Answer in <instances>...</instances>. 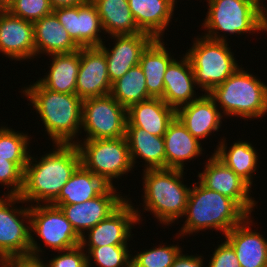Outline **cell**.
Segmentation results:
<instances>
[{"instance_id": "cell-2", "label": "cell", "mask_w": 267, "mask_h": 267, "mask_svg": "<svg viewBox=\"0 0 267 267\" xmlns=\"http://www.w3.org/2000/svg\"><path fill=\"white\" fill-rule=\"evenodd\" d=\"M39 113L45 131L56 144H74L81 132L82 102L76 94L54 92L38 80L22 91ZM73 140V141H72Z\"/></svg>"}, {"instance_id": "cell-9", "label": "cell", "mask_w": 267, "mask_h": 267, "mask_svg": "<svg viewBox=\"0 0 267 267\" xmlns=\"http://www.w3.org/2000/svg\"><path fill=\"white\" fill-rule=\"evenodd\" d=\"M30 206V254L41 256L39 253L43 252L33 237L35 233L47 247L58 252L80 245L81 237L59 207L51 204H35L34 206L31 204Z\"/></svg>"}, {"instance_id": "cell-14", "label": "cell", "mask_w": 267, "mask_h": 267, "mask_svg": "<svg viewBox=\"0 0 267 267\" xmlns=\"http://www.w3.org/2000/svg\"><path fill=\"white\" fill-rule=\"evenodd\" d=\"M198 177L204 187L233 199L251 216L256 205V201L249 195L251 187L214 154L209 157Z\"/></svg>"}, {"instance_id": "cell-12", "label": "cell", "mask_w": 267, "mask_h": 267, "mask_svg": "<svg viewBox=\"0 0 267 267\" xmlns=\"http://www.w3.org/2000/svg\"><path fill=\"white\" fill-rule=\"evenodd\" d=\"M132 202L126 200L107 218L88 230V238L81 237L80 246L97 248L109 245H128L133 224L140 222L138 209H134ZM88 239V240H87Z\"/></svg>"}, {"instance_id": "cell-41", "label": "cell", "mask_w": 267, "mask_h": 267, "mask_svg": "<svg viewBox=\"0 0 267 267\" xmlns=\"http://www.w3.org/2000/svg\"><path fill=\"white\" fill-rule=\"evenodd\" d=\"M202 256L185 255L182 251L178 254L171 267H202Z\"/></svg>"}, {"instance_id": "cell-31", "label": "cell", "mask_w": 267, "mask_h": 267, "mask_svg": "<svg viewBox=\"0 0 267 267\" xmlns=\"http://www.w3.org/2000/svg\"><path fill=\"white\" fill-rule=\"evenodd\" d=\"M218 143L220 144L217 150L212 154L251 187L253 182L251 174L255 173L258 166V155L252 143L236 141L231 147H228L229 149L226 148L225 140Z\"/></svg>"}, {"instance_id": "cell-26", "label": "cell", "mask_w": 267, "mask_h": 267, "mask_svg": "<svg viewBox=\"0 0 267 267\" xmlns=\"http://www.w3.org/2000/svg\"><path fill=\"white\" fill-rule=\"evenodd\" d=\"M133 166L136 157L145 161L147 169H165V145L164 137L146 132L144 129L134 126H126L125 135Z\"/></svg>"}, {"instance_id": "cell-1", "label": "cell", "mask_w": 267, "mask_h": 267, "mask_svg": "<svg viewBox=\"0 0 267 267\" xmlns=\"http://www.w3.org/2000/svg\"><path fill=\"white\" fill-rule=\"evenodd\" d=\"M53 146L56 149L42 156L39 162L37 158L29 157L19 195L24 202L51 204L81 165L80 153L75 143H56Z\"/></svg>"}, {"instance_id": "cell-11", "label": "cell", "mask_w": 267, "mask_h": 267, "mask_svg": "<svg viewBox=\"0 0 267 267\" xmlns=\"http://www.w3.org/2000/svg\"><path fill=\"white\" fill-rule=\"evenodd\" d=\"M3 197H0V261L13 255L30 254L31 250L30 206L15 208L16 202L25 203L20 196ZM24 218L28 219L27 225Z\"/></svg>"}, {"instance_id": "cell-40", "label": "cell", "mask_w": 267, "mask_h": 267, "mask_svg": "<svg viewBox=\"0 0 267 267\" xmlns=\"http://www.w3.org/2000/svg\"><path fill=\"white\" fill-rule=\"evenodd\" d=\"M4 267H48L41 256L34 254L13 255L0 261Z\"/></svg>"}, {"instance_id": "cell-30", "label": "cell", "mask_w": 267, "mask_h": 267, "mask_svg": "<svg viewBox=\"0 0 267 267\" xmlns=\"http://www.w3.org/2000/svg\"><path fill=\"white\" fill-rule=\"evenodd\" d=\"M98 11L103 31L112 35H133L137 27L127 0H91Z\"/></svg>"}, {"instance_id": "cell-8", "label": "cell", "mask_w": 267, "mask_h": 267, "mask_svg": "<svg viewBox=\"0 0 267 267\" xmlns=\"http://www.w3.org/2000/svg\"><path fill=\"white\" fill-rule=\"evenodd\" d=\"M76 141L81 165L108 186L133 168L126 137Z\"/></svg>"}, {"instance_id": "cell-33", "label": "cell", "mask_w": 267, "mask_h": 267, "mask_svg": "<svg viewBox=\"0 0 267 267\" xmlns=\"http://www.w3.org/2000/svg\"><path fill=\"white\" fill-rule=\"evenodd\" d=\"M28 134L15 132L9 127L0 128V157L15 162L23 171L29 161Z\"/></svg>"}, {"instance_id": "cell-35", "label": "cell", "mask_w": 267, "mask_h": 267, "mask_svg": "<svg viewBox=\"0 0 267 267\" xmlns=\"http://www.w3.org/2000/svg\"><path fill=\"white\" fill-rule=\"evenodd\" d=\"M177 245H162L132 256L131 267H171L181 252Z\"/></svg>"}, {"instance_id": "cell-15", "label": "cell", "mask_w": 267, "mask_h": 267, "mask_svg": "<svg viewBox=\"0 0 267 267\" xmlns=\"http://www.w3.org/2000/svg\"><path fill=\"white\" fill-rule=\"evenodd\" d=\"M114 186H108L99 196L79 204L57 205L82 237L85 231L95 227L113 213L126 199L117 194Z\"/></svg>"}, {"instance_id": "cell-25", "label": "cell", "mask_w": 267, "mask_h": 267, "mask_svg": "<svg viewBox=\"0 0 267 267\" xmlns=\"http://www.w3.org/2000/svg\"><path fill=\"white\" fill-rule=\"evenodd\" d=\"M137 27L154 38H162L170 23L174 4L169 0H127Z\"/></svg>"}, {"instance_id": "cell-46", "label": "cell", "mask_w": 267, "mask_h": 267, "mask_svg": "<svg viewBox=\"0 0 267 267\" xmlns=\"http://www.w3.org/2000/svg\"><path fill=\"white\" fill-rule=\"evenodd\" d=\"M171 3H173L174 5L177 3V0H169Z\"/></svg>"}, {"instance_id": "cell-28", "label": "cell", "mask_w": 267, "mask_h": 267, "mask_svg": "<svg viewBox=\"0 0 267 267\" xmlns=\"http://www.w3.org/2000/svg\"><path fill=\"white\" fill-rule=\"evenodd\" d=\"M51 57L50 70L38 81L51 91L75 94L80 67V49L71 53L52 54Z\"/></svg>"}, {"instance_id": "cell-10", "label": "cell", "mask_w": 267, "mask_h": 267, "mask_svg": "<svg viewBox=\"0 0 267 267\" xmlns=\"http://www.w3.org/2000/svg\"><path fill=\"white\" fill-rule=\"evenodd\" d=\"M127 109L110 94L84 99L82 125L83 140L121 138L126 135Z\"/></svg>"}, {"instance_id": "cell-24", "label": "cell", "mask_w": 267, "mask_h": 267, "mask_svg": "<svg viewBox=\"0 0 267 267\" xmlns=\"http://www.w3.org/2000/svg\"><path fill=\"white\" fill-rule=\"evenodd\" d=\"M33 33L36 56L41 53L49 56L71 53L80 49L60 24L54 12L33 22Z\"/></svg>"}, {"instance_id": "cell-3", "label": "cell", "mask_w": 267, "mask_h": 267, "mask_svg": "<svg viewBox=\"0 0 267 267\" xmlns=\"http://www.w3.org/2000/svg\"><path fill=\"white\" fill-rule=\"evenodd\" d=\"M187 202L186 221L179 235L214 228L225 235L249 216L233 199L194 183Z\"/></svg>"}, {"instance_id": "cell-5", "label": "cell", "mask_w": 267, "mask_h": 267, "mask_svg": "<svg viewBox=\"0 0 267 267\" xmlns=\"http://www.w3.org/2000/svg\"><path fill=\"white\" fill-rule=\"evenodd\" d=\"M243 69L238 68L209 95L219 103L224 115L243 119L263 117L267 113V85Z\"/></svg>"}, {"instance_id": "cell-22", "label": "cell", "mask_w": 267, "mask_h": 267, "mask_svg": "<svg viewBox=\"0 0 267 267\" xmlns=\"http://www.w3.org/2000/svg\"><path fill=\"white\" fill-rule=\"evenodd\" d=\"M175 116L176 110L161 98H149L127 109L126 126L139 127L152 135L164 136Z\"/></svg>"}, {"instance_id": "cell-29", "label": "cell", "mask_w": 267, "mask_h": 267, "mask_svg": "<svg viewBox=\"0 0 267 267\" xmlns=\"http://www.w3.org/2000/svg\"><path fill=\"white\" fill-rule=\"evenodd\" d=\"M107 187L108 185L101 178L80 165L51 205L83 203L99 196Z\"/></svg>"}, {"instance_id": "cell-38", "label": "cell", "mask_w": 267, "mask_h": 267, "mask_svg": "<svg viewBox=\"0 0 267 267\" xmlns=\"http://www.w3.org/2000/svg\"><path fill=\"white\" fill-rule=\"evenodd\" d=\"M82 246L60 251L59 255L49 260L48 267H88L87 253ZM62 252V254H61Z\"/></svg>"}, {"instance_id": "cell-37", "label": "cell", "mask_w": 267, "mask_h": 267, "mask_svg": "<svg viewBox=\"0 0 267 267\" xmlns=\"http://www.w3.org/2000/svg\"><path fill=\"white\" fill-rule=\"evenodd\" d=\"M24 171L7 158L0 157V183L12 189L4 195L19 196L23 188Z\"/></svg>"}, {"instance_id": "cell-27", "label": "cell", "mask_w": 267, "mask_h": 267, "mask_svg": "<svg viewBox=\"0 0 267 267\" xmlns=\"http://www.w3.org/2000/svg\"><path fill=\"white\" fill-rule=\"evenodd\" d=\"M163 38H155L141 55L139 65L146 79L148 95L151 98H162L164 92V74L174 60L164 46Z\"/></svg>"}, {"instance_id": "cell-45", "label": "cell", "mask_w": 267, "mask_h": 267, "mask_svg": "<svg viewBox=\"0 0 267 267\" xmlns=\"http://www.w3.org/2000/svg\"><path fill=\"white\" fill-rule=\"evenodd\" d=\"M6 9H7V7L0 0V11L6 10Z\"/></svg>"}, {"instance_id": "cell-18", "label": "cell", "mask_w": 267, "mask_h": 267, "mask_svg": "<svg viewBox=\"0 0 267 267\" xmlns=\"http://www.w3.org/2000/svg\"><path fill=\"white\" fill-rule=\"evenodd\" d=\"M112 37L116 39L112 49L107 48L104 43L99 46L106 57L111 83L121 78L130 68L138 65L142 53L155 39L145 32L133 35H112Z\"/></svg>"}, {"instance_id": "cell-36", "label": "cell", "mask_w": 267, "mask_h": 267, "mask_svg": "<svg viewBox=\"0 0 267 267\" xmlns=\"http://www.w3.org/2000/svg\"><path fill=\"white\" fill-rule=\"evenodd\" d=\"M6 10L14 16L31 22L53 12L49 0H13Z\"/></svg>"}, {"instance_id": "cell-17", "label": "cell", "mask_w": 267, "mask_h": 267, "mask_svg": "<svg viewBox=\"0 0 267 267\" xmlns=\"http://www.w3.org/2000/svg\"><path fill=\"white\" fill-rule=\"evenodd\" d=\"M0 52L16 61L36 56L33 22L0 11Z\"/></svg>"}, {"instance_id": "cell-44", "label": "cell", "mask_w": 267, "mask_h": 267, "mask_svg": "<svg viewBox=\"0 0 267 267\" xmlns=\"http://www.w3.org/2000/svg\"><path fill=\"white\" fill-rule=\"evenodd\" d=\"M13 0H1V2L6 6L8 7L11 3H12Z\"/></svg>"}, {"instance_id": "cell-20", "label": "cell", "mask_w": 267, "mask_h": 267, "mask_svg": "<svg viewBox=\"0 0 267 267\" xmlns=\"http://www.w3.org/2000/svg\"><path fill=\"white\" fill-rule=\"evenodd\" d=\"M250 217L227 232L225 238L234 248L241 267H267V239L249 228Z\"/></svg>"}, {"instance_id": "cell-16", "label": "cell", "mask_w": 267, "mask_h": 267, "mask_svg": "<svg viewBox=\"0 0 267 267\" xmlns=\"http://www.w3.org/2000/svg\"><path fill=\"white\" fill-rule=\"evenodd\" d=\"M111 88L104 52L99 47L80 48V67L75 94L84 100L108 95Z\"/></svg>"}, {"instance_id": "cell-7", "label": "cell", "mask_w": 267, "mask_h": 267, "mask_svg": "<svg viewBox=\"0 0 267 267\" xmlns=\"http://www.w3.org/2000/svg\"><path fill=\"white\" fill-rule=\"evenodd\" d=\"M203 37V38H202ZM198 37L185 54L191 63L196 86L209 94L238 68L227 41Z\"/></svg>"}, {"instance_id": "cell-19", "label": "cell", "mask_w": 267, "mask_h": 267, "mask_svg": "<svg viewBox=\"0 0 267 267\" xmlns=\"http://www.w3.org/2000/svg\"><path fill=\"white\" fill-rule=\"evenodd\" d=\"M217 107L215 100L205 93L177 108L176 117L195 138L202 140L221 128L223 116Z\"/></svg>"}, {"instance_id": "cell-6", "label": "cell", "mask_w": 267, "mask_h": 267, "mask_svg": "<svg viewBox=\"0 0 267 267\" xmlns=\"http://www.w3.org/2000/svg\"><path fill=\"white\" fill-rule=\"evenodd\" d=\"M207 2L209 11L203 27L208 33L203 36L209 39L226 41L227 38L224 36L226 32L241 35L247 32L266 31V14L257 6L255 0H207ZM218 31L225 33L221 35Z\"/></svg>"}, {"instance_id": "cell-13", "label": "cell", "mask_w": 267, "mask_h": 267, "mask_svg": "<svg viewBox=\"0 0 267 267\" xmlns=\"http://www.w3.org/2000/svg\"><path fill=\"white\" fill-rule=\"evenodd\" d=\"M53 12L79 48L99 47L103 43L99 34L103 31L101 19L91 0L74 7L56 8Z\"/></svg>"}, {"instance_id": "cell-4", "label": "cell", "mask_w": 267, "mask_h": 267, "mask_svg": "<svg viewBox=\"0 0 267 267\" xmlns=\"http://www.w3.org/2000/svg\"><path fill=\"white\" fill-rule=\"evenodd\" d=\"M144 210L151 211L164 225L185 214L191 188L182 183L184 170L143 169Z\"/></svg>"}, {"instance_id": "cell-34", "label": "cell", "mask_w": 267, "mask_h": 267, "mask_svg": "<svg viewBox=\"0 0 267 267\" xmlns=\"http://www.w3.org/2000/svg\"><path fill=\"white\" fill-rule=\"evenodd\" d=\"M87 266L91 267V257L99 267H131L132 254L128 245H109L97 248H86ZM90 258V259H89Z\"/></svg>"}, {"instance_id": "cell-42", "label": "cell", "mask_w": 267, "mask_h": 267, "mask_svg": "<svg viewBox=\"0 0 267 267\" xmlns=\"http://www.w3.org/2000/svg\"><path fill=\"white\" fill-rule=\"evenodd\" d=\"M87 1L88 0H49L50 5H51L53 10L56 8H62V7L78 6V5H81Z\"/></svg>"}, {"instance_id": "cell-39", "label": "cell", "mask_w": 267, "mask_h": 267, "mask_svg": "<svg viewBox=\"0 0 267 267\" xmlns=\"http://www.w3.org/2000/svg\"><path fill=\"white\" fill-rule=\"evenodd\" d=\"M217 247L208 263V267H241L234 248L227 240Z\"/></svg>"}, {"instance_id": "cell-32", "label": "cell", "mask_w": 267, "mask_h": 267, "mask_svg": "<svg viewBox=\"0 0 267 267\" xmlns=\"http://www.w3.org/2000/svg\"><path fill=\"white\" fill-rule=\"evenodd\" d=\"M145 82L143 69L138 64L112 83L110 95L119 104L128 109L136 103L151 98L148 95Z\"/></svg>"}, {"instance_id": "cell-23", "label": "cell", "mask_w": 267, "mask_h": 267, "mask_svg": "<svg viewBox=\"0 0 267 267\" xmlns=\"http://www.w3.org/2000/svg\"><path fill=\"white\" fill-rule=\"evenodd\" d=\"M165 168L184 170V162L202 154L200 141L175 116L164 134Z\"/></svg>"}, {"instance_id": "cell-21", "label": "cell", "mask_w": 267, "mask_h": 267, "mask_svg": "<svg viewBox=\"0 0 267 267\" xmlns=\"http://www.w3.org/2000/svg\"><path fill=\"white\" fill-rule=\"evenodd\" d=\"M183 56L182 60L174 59L169 64L163 77L164 92L161 99L175 110L198 99L194 94L196 82L191 63L186 55Z\"/></svg>"}, {"instance_id": "cell-43", "label": "cell", "mask_w": 267, "mask_h": 267, "mask_svg": "<svg viewBox=\"0 0 267 267\" xmlns=\"http://www.w3.org/2000/svg\"><path fill=\"white\" fill-rule=\"evenodd\" d=\"M257 6L267 15V8L266 5L264 7L263 1L262 0H255Z\"/></svg>"}]
</instances>
